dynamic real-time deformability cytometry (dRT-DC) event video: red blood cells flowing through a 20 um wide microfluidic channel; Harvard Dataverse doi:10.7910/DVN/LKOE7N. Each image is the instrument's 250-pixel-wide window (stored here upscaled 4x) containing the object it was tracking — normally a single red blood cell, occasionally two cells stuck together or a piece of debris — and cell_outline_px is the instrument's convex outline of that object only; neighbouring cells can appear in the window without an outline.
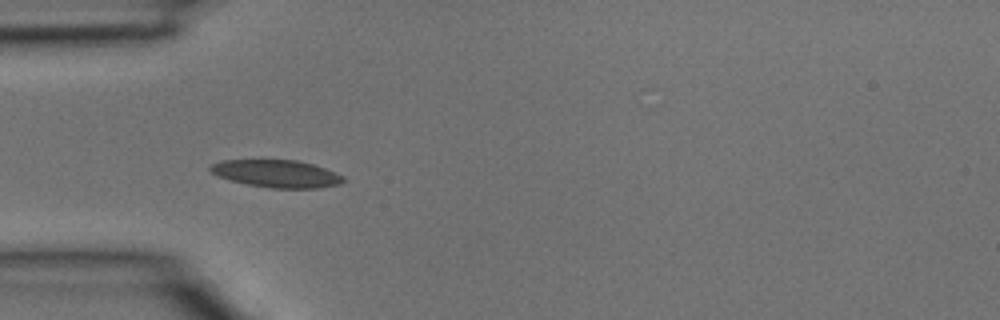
{"species": "common noctule bat (a hibernating species)", "species_latin": "Nyctalus noctula", "temperature_condition": "room temperature", "stored_images_in_passage": 15, "camera_frame_rate_fps": 3000, "um_per_image_px": 0.085, "animal": {"sex": "male", "body_mass_g": 15.6}, "frame": {"image": 1, "passage_image": 3, "time_ms": 0.667, "image_size_px": [1000, 320], "cell_outline_px": [[344, 180], [340, 184], [320, 188], [272, 188], [248, 184], [228, 180], [216, 176], [208, 168], [212, 164], [224, 160], [296, 160], [312, 164], [324, 168], [344, 176]], "centroid_in_image_um": [23.5, 14.76], "position_along_channel_um": 61.5, "area_um2": 21.21}}
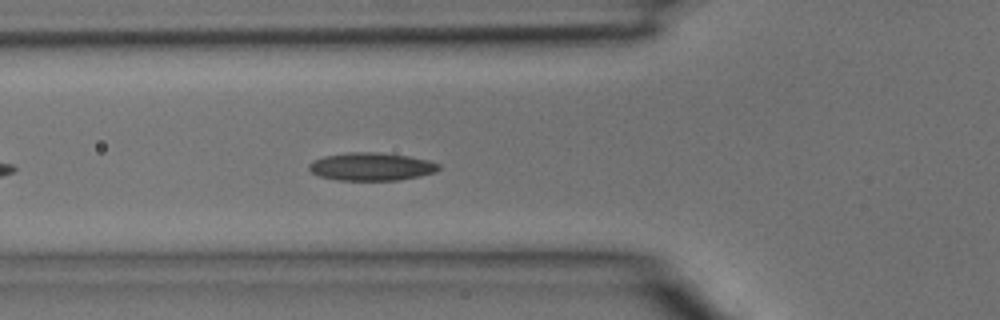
{"frame": {"image": 2, "passage_image": 5, "time_ms": 1.333, "image_size_px": [1000, 320], "cell_outline_px": [[440, 168], [436, 172], [420, 176], [400, 180], [336, 180], [320, 176], [312, 172], [308, 168], [308, 164], [312, 160], [324, 156], [348, 152], [376, 152], [408, 156], [428, 160], [440, 164]], "centroid_in_image_um": [31.56, 14.16], "position_along_channel_um": 94.2, "area_um2": 21.21}}
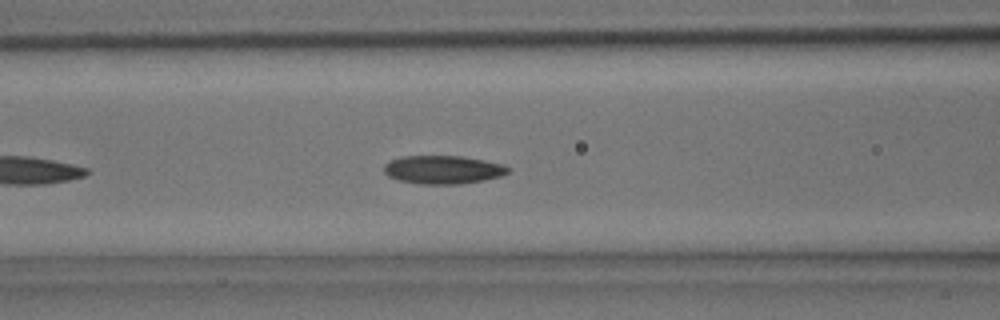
{"frame": {"image": 3, "passage_image": 7, "time_ms": 2.0, "image_size_px": [1000, 320], "cell_outline_px": [[512, 168], [508, 172], [500, 176], [484, 180], [460, 184], [420, 184], [400, 180], [388, 176], [384, 172], [384, 164], [392, 160], [404, 156], [460, 156], [484, 160], [504, 164]], "centroid_in_image_um": [37.68, 14.42], "position_along_channel_um": 128.9, "area_um2": 20.46}}